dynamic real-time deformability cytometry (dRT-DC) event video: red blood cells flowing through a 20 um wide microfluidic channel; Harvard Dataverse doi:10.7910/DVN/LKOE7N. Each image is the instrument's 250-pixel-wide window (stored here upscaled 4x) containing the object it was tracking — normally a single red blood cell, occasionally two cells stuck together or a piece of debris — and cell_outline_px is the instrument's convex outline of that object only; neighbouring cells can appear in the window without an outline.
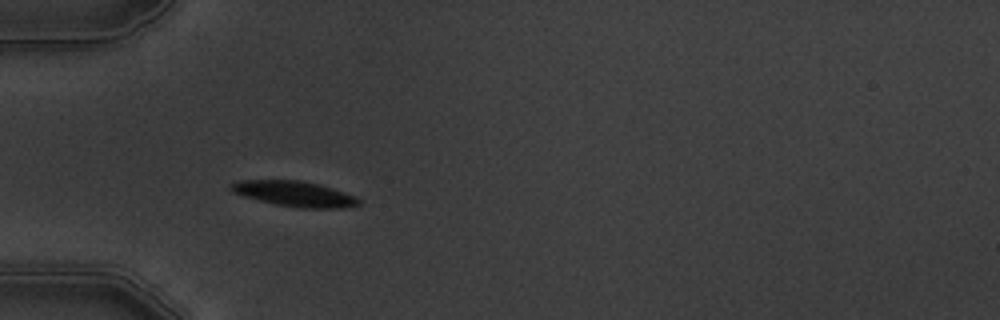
{"species": "common noctule bat (a hibernating species)", "species_latin": "Nyctalus noctula", "temperature_condition": "warm", "stored_images_in_passage": 6, "camera_frame_rate_fps": 3000, "um_per_image_px": 0.085, "animal": {"sex": "male", "body_mass_g": 19.5, "forearm_length_mm": 54.6}, "frame": {"image": 1, "passage_image": 5, "time_ms": 4.667, "image_size_px": [1000, 320], "cell_outline_px": [[360, 204], [340, 208], [296, 208], [272, 204], [244, 196], [232, 192], [232, 184], [240, 180], [300, 180], [332, 188], [344, 192], [360, 200]], "centroid_in_image_um": [25.01, 16.48], "position_along_channel_um": 60.0, "area_um2": 18.67}}